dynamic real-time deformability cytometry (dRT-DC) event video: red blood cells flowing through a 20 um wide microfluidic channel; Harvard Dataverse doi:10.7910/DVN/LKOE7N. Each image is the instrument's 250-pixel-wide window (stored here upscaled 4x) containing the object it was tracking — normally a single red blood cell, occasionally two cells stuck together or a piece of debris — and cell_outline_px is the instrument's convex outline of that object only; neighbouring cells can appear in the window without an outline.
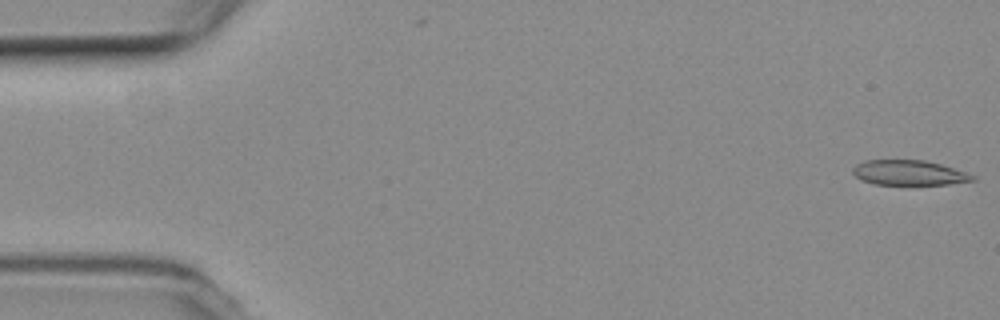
{"species": "common noctule bat (a hibernating species)", "species_latin": "Nyctalus noctula", "temperature_condition": "room temperature", "stored_images_in_passage": 4, "camera_frame_rate_fps": 3000, "um_per_image_px": 0.085, "animal": {"sex": "female", "body_mass_g": 19.3, "forearm_length_mm": 54.1}, "frame": {"image": 1, "passage_image": 1, "time_ms": 0.0, "image_size_px": [1000, 320], "cell_outline_px": [[976, 180], [948, 184], [876, 184], [860, 180], [852, 172], [852, 168], [856, 164], [864, 160], [924, 160], [940, 164], [976, 176]], "centroid_in_image_um": [77.22, 14.68], "position_along_channel_um": 7.8, "area_um2": 17.28}}